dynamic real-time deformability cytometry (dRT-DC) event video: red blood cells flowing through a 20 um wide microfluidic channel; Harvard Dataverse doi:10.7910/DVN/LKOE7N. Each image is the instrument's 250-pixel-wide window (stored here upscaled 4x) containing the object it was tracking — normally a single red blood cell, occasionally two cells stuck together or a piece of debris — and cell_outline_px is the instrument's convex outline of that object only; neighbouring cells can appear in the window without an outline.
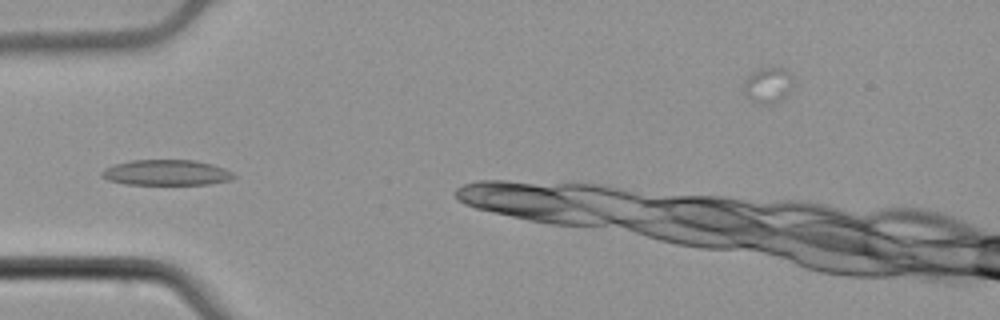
{"species": "common noctule bat (a hibernating species)", "species_latin": "Nyctalus noctula", "temperature_condition": "cold", "stored_images_in_passage": 2, "camera_frame_rate_fps": 3000, "um_per_image_px": 0.085, "animal": {"sex": "male", "body_mass_g": 21.5, "forearm_length_mm": 52.0}, "frame": {"image": 1, "passage_image": 2, "time_ms": 0.333, "image_size_px": [1000, 320], "cell_outline_px": [[236, 176], [228, 180], [208, 184], [124, 184], [108, 180], [100, 176], [100, 172], [104, 168], [116, 164], [132, 160], [196, 160], [212, 164], [224, 168], [232, 172]], "centroid_in_image_um": [14.11, 14.67], "position_along_channel_um": 70.9, "area_um2": 19.59}}